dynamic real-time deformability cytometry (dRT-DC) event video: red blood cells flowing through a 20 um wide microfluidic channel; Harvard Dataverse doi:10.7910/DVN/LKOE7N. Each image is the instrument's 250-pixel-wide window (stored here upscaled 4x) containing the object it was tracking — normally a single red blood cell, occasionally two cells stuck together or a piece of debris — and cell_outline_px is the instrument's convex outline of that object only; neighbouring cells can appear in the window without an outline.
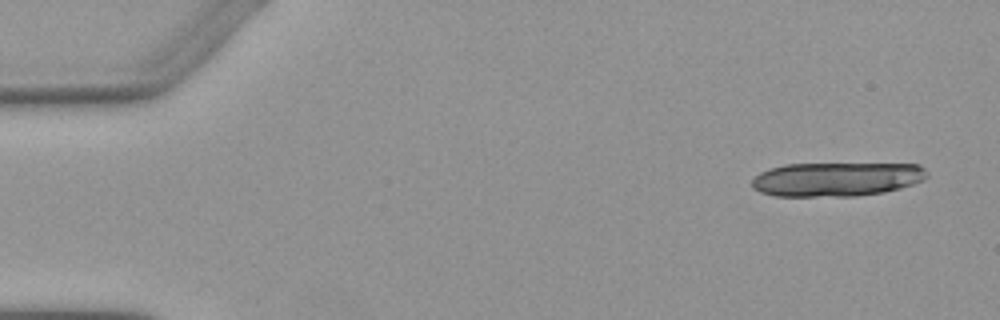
{"species": "Egyptian fruit bat (a non-hibernating species)", "species_latin": "Rousettus aegyptiacus", "temperature_condition": "warm", "stored_images_in_passage": 8, "segment_of_instrument_passage": [1, 2], "camera_frame_rate_fps": 3000, "um_per_image_px": 0.085, "animal": {"sex": "female"}, "frame": {"image": 1, "passage_image": 1, "time_ms": 0.0, "image_size_px": [1000, 320], "cell_outline_px": [[928, 176], [924, 180], [900, 188], [884, 192], [856, 196], [772, 196], [760, 192], [752, 188], [752, 180], [760, 172], [768, 168], [784, 164], [920, 164], [924, 168]], "centroid_in_image_um": [71.08, 15.23], "position_along_channel_um": 13.9, "area_um2": 34.91}}